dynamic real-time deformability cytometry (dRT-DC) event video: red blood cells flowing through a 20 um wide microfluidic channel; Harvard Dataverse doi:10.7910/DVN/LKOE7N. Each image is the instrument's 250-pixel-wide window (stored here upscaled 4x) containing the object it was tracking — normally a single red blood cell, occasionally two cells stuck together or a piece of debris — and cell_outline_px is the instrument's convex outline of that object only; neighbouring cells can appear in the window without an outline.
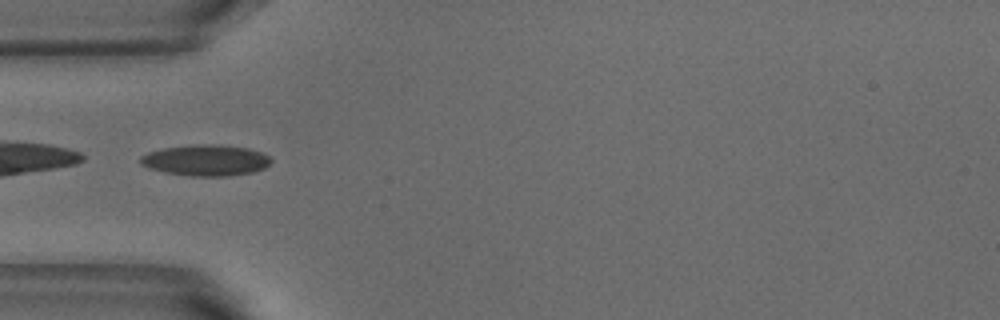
{"species": "common noctule bat (a hibernating species)", "species_latin": "Nyctalus noctula", "temperature_condition": "warm", "stored_images_in_passage": 2, "camera_frame_rate_fps": 3000, "um_per_image_px": 0.085, "animal": {"sex": "male", "body_mass_g": 18.8}, "frame": {"image": 1, "passage_image": 2, "time_ms": 0.333, "image_size_px": [1000, 320], "cell_outline_px": [[272, 160], [264, 168], [252, 172], [228, 176], [188, 176], [164, 172], [148, 168], [140, 164], [140, 156], [148, 152], [164, 148], [196, 144], [220, 144], [248, 148], [260, 152], [268, 156]], "centroid_in_image_um": [17.46, 13.62], "position_along_channel_um": 67.5, "area_um2": 23.7}}